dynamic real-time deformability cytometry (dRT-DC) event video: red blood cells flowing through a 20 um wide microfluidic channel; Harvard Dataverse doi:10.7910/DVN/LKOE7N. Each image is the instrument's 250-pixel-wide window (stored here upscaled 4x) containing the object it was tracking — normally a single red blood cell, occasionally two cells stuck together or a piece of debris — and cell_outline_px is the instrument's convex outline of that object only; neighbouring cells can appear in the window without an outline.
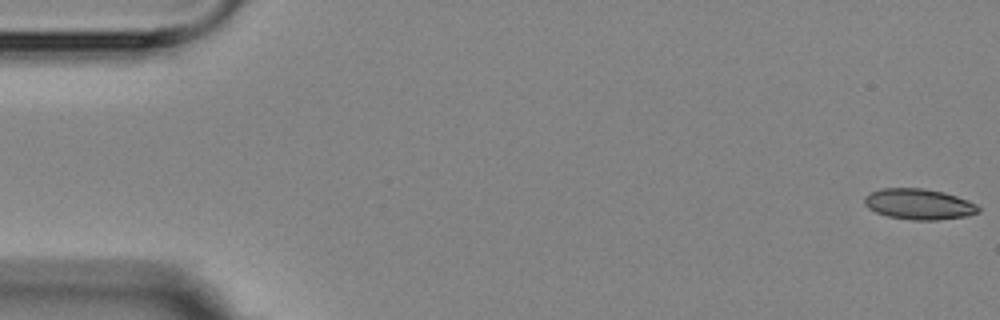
{"species": "Egyptian fruit bat (a non-hibernating species)", "species_latin": "Rousettus aegyptiacus", "temperature_condition": "room temperature", "stored_images_in_passage": 3, "camera_frame_rate_fps": 3000, "um_per_image_px": 0.085, "animal": {"sex": "female"}, "frame": {"image": 1, "passage_image": 1, "time_ms": 0.0, "image_size_px": [1000, 320], "cell_outline_px": [[980, 212], [968, 216], [936, 220], [912, 220], [888, 216], [876, 212], [868, 208], [864, 204], [864, 196], [880, 188], [924, 188], [944, 192], [968, 200], [976, 204], [980, 208]], "centroid_in_image_um": [78.11, 17.35], "position_along_channel_um": 6.9, "area_um2": 20.52}}